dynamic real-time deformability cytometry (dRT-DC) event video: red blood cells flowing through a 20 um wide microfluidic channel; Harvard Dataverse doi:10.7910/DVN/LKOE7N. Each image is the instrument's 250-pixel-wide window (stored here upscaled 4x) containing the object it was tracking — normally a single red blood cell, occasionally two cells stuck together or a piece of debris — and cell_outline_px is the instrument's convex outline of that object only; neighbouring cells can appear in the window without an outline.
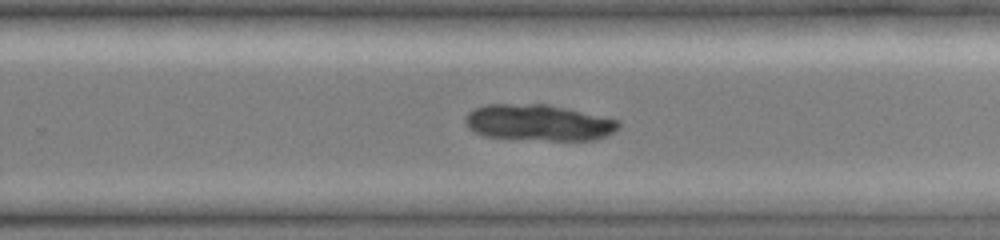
{"species": "common noctule bat (a hibernating species)", "species_latin": "Nyctalus noctula", "temperature_condition": "cold", "stored_images_in_passage": 42, "camera_frame_rate_fps": 3000, "um_per_image_px": 0.085, "animal": {"sex": "female", "body_mass_g": 19.0, "forearm_length_mm": 51.5}, "frame": {"image": 1, "passage_image": 27, "time_ms": 8.667, "image_size_px": [1000, 240], "cell_outline_px": [[620, 124], [608, 136], [592, 140], [548, 140], [484, 136], [472, 132], [468, 128], [464, 120], [468, 112], [476, 108], [488, 104], [544, 104], [564, 108], [620, 120]], "centroid_in_image_um": [45.75, 10.43], "position_along_channel_um": 284.1, "area_um2": 32.08}}
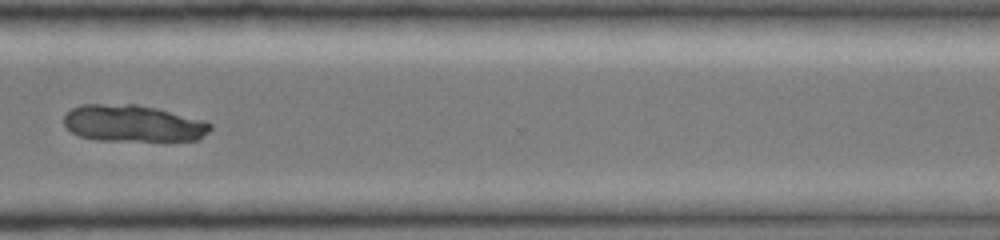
{"frame": {"image": 2, "passage_image": 32, "time_ms": 10.333, "image_size_px": [1000, 240], "cell_outline_px": [[212, 128], [200, 140], [96, 140], [80, 136], [72, 132], [64, 124], [64, 116], [72, 108], [80, 104], [136, 104], [156, 108], [204, 120], [212, 124]], "centroid_in_image_um": [11.32, 10.48], "position_along_channel_um": 359.3, "area_um2": 31.33}}
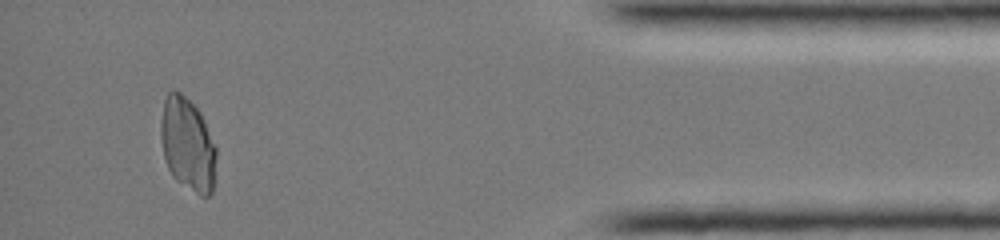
{"frame": {"image": 3, "passage_image": 39, "time_ms": 12.667, "image_size_px": [1000, 240], "cell_outline_px": [[216, 156], [212, 192], [208, 196], [200, 196], [176, 180], [172, 176], [168, 168], [164, 156], [160, 140], [160, 124], [164, 100], [168, 92], [172, 88], [180, 92], [200, 112], [204, 120], [216, 148]], "centroid_in_image_um": [15.92, 12.26], "position_along_channel_um": 419.3, "area_um2": 30.11}}